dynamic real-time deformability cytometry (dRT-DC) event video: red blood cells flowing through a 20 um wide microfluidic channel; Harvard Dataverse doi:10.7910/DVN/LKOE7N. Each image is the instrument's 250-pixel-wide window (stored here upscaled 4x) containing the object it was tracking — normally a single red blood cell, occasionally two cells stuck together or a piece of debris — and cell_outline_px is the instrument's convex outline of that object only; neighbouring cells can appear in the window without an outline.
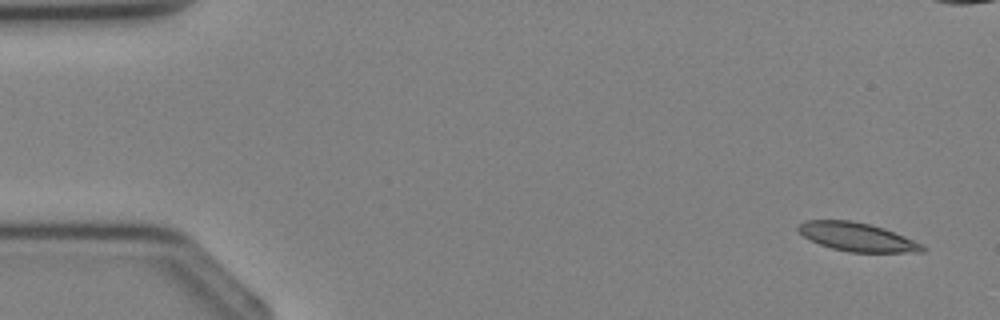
{"species": "Egyptian fruit bat (a non-hibernating species)", "species_latin": "Rousettus aegyptiacus", "temperature_condition": "cold", "stored_images_in_passage": 3, "segment_of_instrument_passage": [2, 2], "camera_frame_rate_fps": 3000, "um_per_image_px": 0.085, "animal": {"sex": "female"}, "frame": {"image": 1, "passage_image": 3, "time_ms": 2.333, "image_size_px": [1000, 320], "cell_outline_px": [[928, 248], [924, 252], [848, 252], [832, 248], [820, 244], [804, 236], [796, 228], [804, 220], [852, 220], [884, 228], [904, 236]], "centroid_in_image_um": [72.86, 20.14], "position_along_channel_um": 12.1, "area_um2": 20.46}}